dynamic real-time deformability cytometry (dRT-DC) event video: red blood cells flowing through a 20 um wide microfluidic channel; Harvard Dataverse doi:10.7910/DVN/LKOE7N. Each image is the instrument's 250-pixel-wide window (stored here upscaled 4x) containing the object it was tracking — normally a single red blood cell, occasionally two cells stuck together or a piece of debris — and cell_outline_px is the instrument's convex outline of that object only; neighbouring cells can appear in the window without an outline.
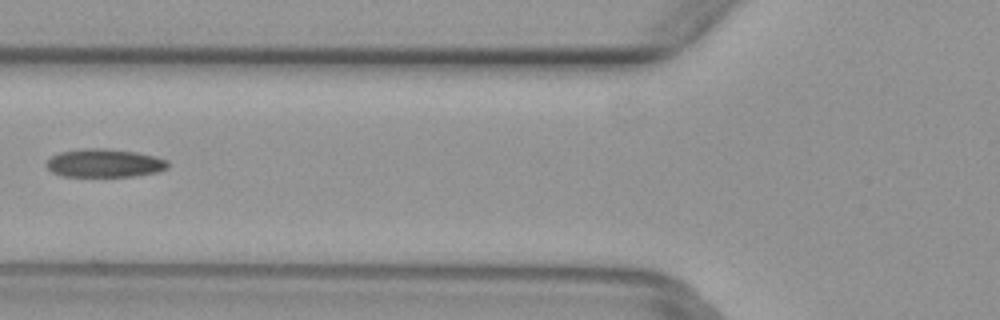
{"species": "common noctule bat (a hibernating species)", "species_latin": "Nyctalus noctula", "temperature_condition": "warm", "stored_images_in_passage": 6, "camera_frame_rate_fps": 3000, "um_per_image_px": 0.085, "animal": {"sex": "female", "body_mass_g": 29.2, "forearm_length_mm": 56.3}, "frame": {"image": 1, "passage_image": 6, "time_ms": 1.667, "image_size_px": [1000, 320], "cell_outline_px": [[168, 168], [156, 172], [136, 176], [60, 176], [52, 172], [48, 168], [48, 160], [52, 156], [60, 152], [84, 148], [108, 148], [136, 152], [156, 156], [168, 160]], "centroid_in_image_um": [8.91, 13.86], "position_along_channel_um": 116.9, "area_um2": 20.06}}